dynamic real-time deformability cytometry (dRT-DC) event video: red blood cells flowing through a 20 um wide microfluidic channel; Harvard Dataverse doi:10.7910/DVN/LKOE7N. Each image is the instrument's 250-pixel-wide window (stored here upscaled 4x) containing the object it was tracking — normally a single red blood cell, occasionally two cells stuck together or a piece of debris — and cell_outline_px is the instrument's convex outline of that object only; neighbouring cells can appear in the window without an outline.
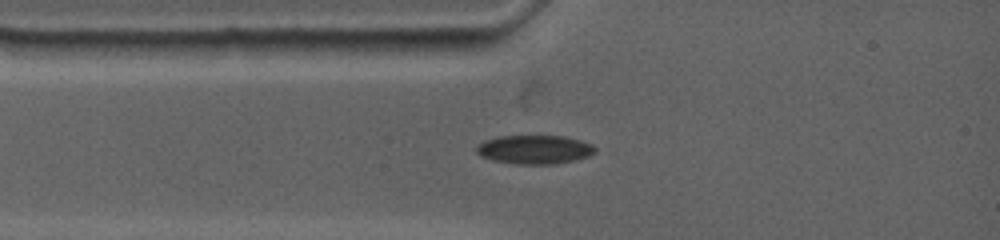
{"species": "common noctule bat (a hibernating species)", "species_latin": "Nyctalus noctula", "temperature_condition": "warm", "stored_images_in_passage": 34, "camera_frame_rate_fps": 4500, "um_per_image_px": 0.085, "animal": {"sex": "female", "body_mass_g": 19.0, "forearm_length_mm": 53.3}, "frame": {"image": 1, "passage_image": 1, "time_ms": 0.0, "image_size_px": [1000, 240], "cell_outline_px": [[596, 152], [588, 156], [576, 160], [552, 164], [516, 164], [492, 160], [480, 156], [476, 152], [476, 148], [484, 140], [500, 136], [564, 136], [580, 140], [592, 144], [596, 148]], "centroid_in_image_um": [45.44, 12.71], "position_along_channel_um": 39.6, "area_um2": 19.94}}
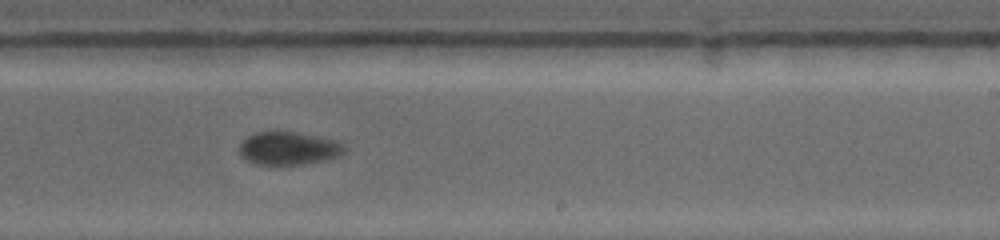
{"frame": {"image": 2, "passage_image": 15, "time_ms": 6.222, "image_size_px": [1000, 240], "cell_outline_px": [[344, 152], [340, 156], [324, 160], [304, 164], [276, 168], [256, 164], [240, 156], [240, 144], [248, 136], [256, 132], [296, 132], [336, 140], [344, 148]], "centroid_in_image_um": [24.49, 12.66], "position_along_channel_um": 264.5, "area_um2": 20.58}}
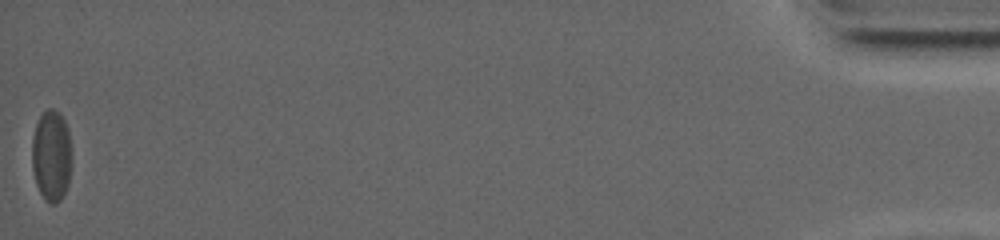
{"frame": {"image": 3, "passage_image": 34, "time_ms": 15.556, "image_size_px": [1000, 240], "cell_outline_px": [[68, 180], [64, 192], [60, 200], [52, 204], [40, 192], [36, 184], [32, 168], [32, 140], [36, 124], [40, 116], [48, 108], [52, 108], [60, 112], [64, 120], [68, 132]], "centroid_in_image_um": [4.31, 13.18], "position_along_channel_um": 430.9, "area_um2": 20.17}, "authors_computed_cell_mechanics": {"area_um2": 20.7791, "velocity_mm_per_s": 3.6185, "shape_relaxation_time_tau1_ms": null, "shape_relaxation_time_tau2_ms": 1.2267, "deformation_change_tau1": null, "deformation_change_tau2": 0.0372}}